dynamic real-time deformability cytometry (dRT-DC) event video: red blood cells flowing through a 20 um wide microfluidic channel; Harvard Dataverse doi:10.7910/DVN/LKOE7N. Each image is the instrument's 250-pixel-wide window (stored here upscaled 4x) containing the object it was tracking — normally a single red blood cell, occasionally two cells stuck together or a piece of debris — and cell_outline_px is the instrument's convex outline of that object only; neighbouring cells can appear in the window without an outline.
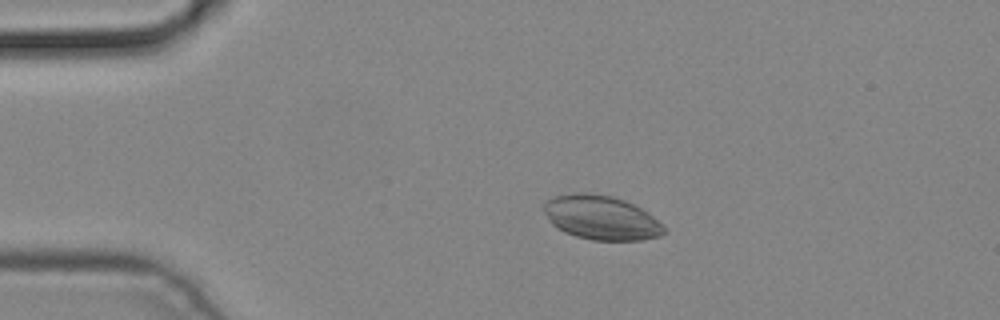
{"species": "common noctule bat (a hibernating species)", "species_latin": "Nyctalus noctula", "temperature_condition": "cold", "stored_images_in_passage": 4, "camera_frame_rate_fps": 3000, "um_per_image_px": 0.085, "animal": {"sex": "male", "body_mass_g": 19.2, "forearm_length_mm": 51.8}, "frame": {"image": 1, "passage_image": 3, "time_ms": 0.667, "image_size_px": [1000, 320], "cell_outline_px": [[668, 228], [660, 236], [640, 240], [592, 240], [576, 236], [564, 232], [556, 228], [552, 224], [544, 212], [544, 200], [556, 196], [572, 192], [588, 192], [612, 196], [624, 200], [648, 212], [664, 224]], "centroid_in_image_um": [51.11, 18.49], "position_along_channel_um": 33.9, "area_um2": 31.21}}